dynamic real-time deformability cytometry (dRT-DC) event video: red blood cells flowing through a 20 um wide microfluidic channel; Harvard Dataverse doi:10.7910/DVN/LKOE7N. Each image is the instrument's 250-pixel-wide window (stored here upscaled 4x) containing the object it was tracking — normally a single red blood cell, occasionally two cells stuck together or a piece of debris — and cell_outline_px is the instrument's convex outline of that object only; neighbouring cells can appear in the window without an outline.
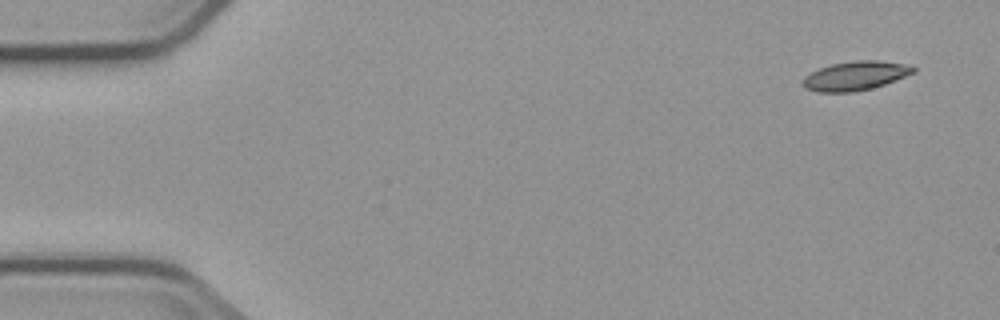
{"species": "common noctule bat (a hibernating species)", "species_latin": "Nyctalus noctula", "temperature_condition": "cold", "stored_images_in_passage": 6, "camera_frame_rate_fps": 3000, "um_per_image_px": 0.085, "animal": {"sex": "male", "body_mass_g": 23.1, "forearm_length_mm": 52.7}, "frame": {"image": 1, "passage_image": 1, "time_ms": 0.0, "image_size_px": [1000, 320], "cell_outline_px": [[916, 72], [884, 84], [872, 88], [852, 92], [820, 92], [804, 88], [800, 84], [800, 80], [804, 76], [820, 68], [832, 64], [856, 60], [880, 60], [904, 64], [916, 68]], "centroid_in_image_um": [72.67, 6.44], "position_along_channel_um": 12.3, "area_um2": 18.73}}
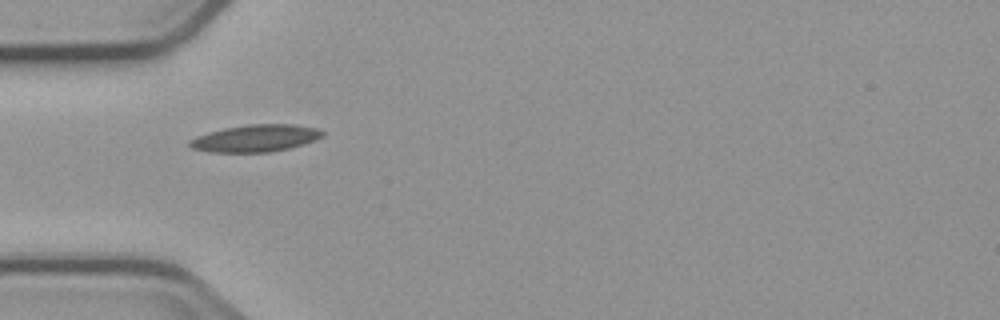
{"frame": {"image": 2, "passage_image": 5, "time_ms": 4.667, "image_size_px": [1000, 320], "cell_outline_px": [[324, 136], [288, 148], [268, 152], [208, 152], [192, 148], [188, 144], [188, 140], [196, 136], [208, 132], [224, 128], [248, 124], [296, 124], [316, 128], [324, 132]], "centroid_in_image_um": [21.66, 11.74], "position_along_channel_um": 63.3, "area_um2": 20.87}}
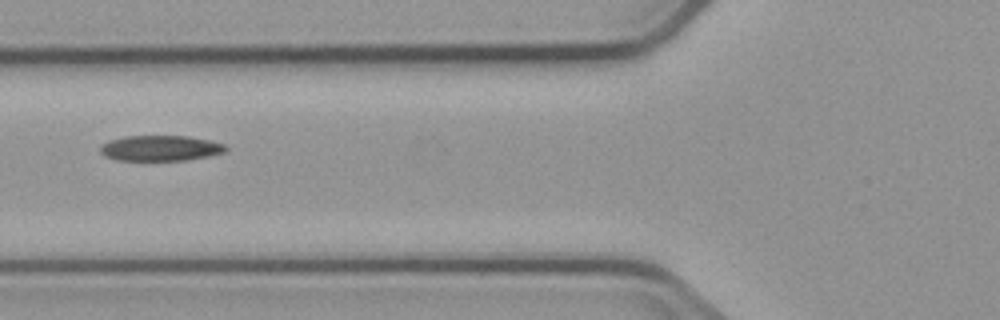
{"frame": {"image": 3, "passage_image": 6, "time_ms": 6.0, "image_size_px": [1000, 320], "cell_outline_px": [[228, 148], [224, 152], [208, 156], [188, 160], [116, 160], [104, 156], [100, 152], [100, 144], [108, 140], [124, 136], [188, 136], [212, 140], [224, 144]], "centroid_in_image_um": [13.61, 12.59], "position_along_channel_um": 112.2, "area_um2": 18.84}}